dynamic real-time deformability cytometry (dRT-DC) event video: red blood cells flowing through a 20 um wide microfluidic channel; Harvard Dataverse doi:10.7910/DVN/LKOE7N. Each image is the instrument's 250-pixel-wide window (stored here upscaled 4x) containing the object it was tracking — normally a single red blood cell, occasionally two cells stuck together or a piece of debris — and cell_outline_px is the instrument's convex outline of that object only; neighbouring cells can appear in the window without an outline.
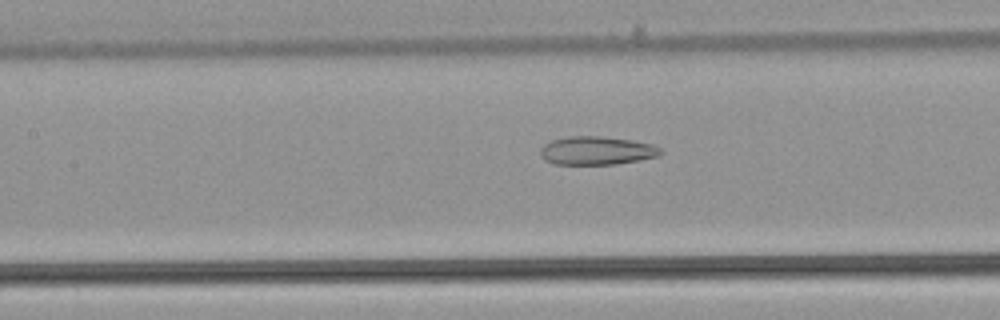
{"species": "common noctule bat (a hibernating species)", "species_latin": "Nyctalus noctula", "temperature_condition": "warm", "stored_images_in_passage": 47, "camera_frame_rate_fps": 3000, "um_per_image_px": 0.085, "animal": {"sex": "male", "body_mass_g": 21.5, "forearm_length_mm": 52.0}, "frame": {"image": 1, "passage_image": 19, "time_ms": 6.0, "image_size_px": [1000, 320], "cell_outline_px": [[664, 152], [656, 156], [640, 160], [616, 164], [556, 164], [544, 160], [540, 156], [540, 148], [544, 144], [552, 140], [568, 136], [600, 136], [632, 140], [652, 144], [660, 148]], "centroid_in_image_um": [50.7, 12.8], "position_along_channel_um": 156.7, "area_um2": 19.94}}
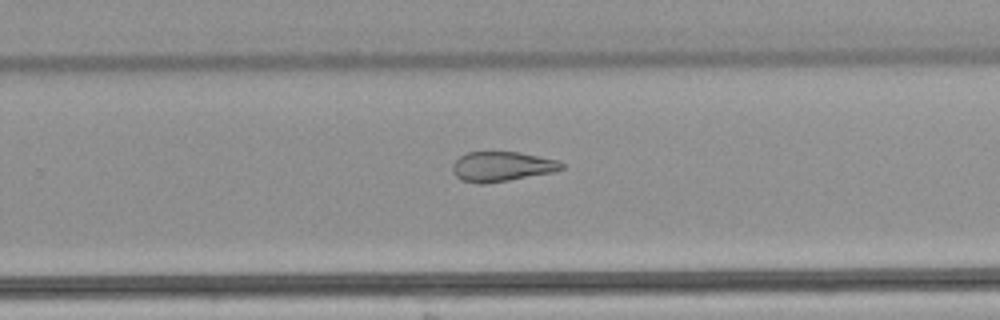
{"frame": {"image": 2, "passage_image": 29, "time_ms": 9.333, "image_size_px": [1000, 320], "cell_outline_px": [[564, 168], [552, 172], [508, 180], [484, 184], [476, 184], [460, 180], [452, 172], [452, 164], [460, 156], [468, 152], [520, 152], [556, 160], [564, 164]], "centroid_in_image_um": [42.61, 14.16], "position_along_channel_um": 287.2, "area_um2": 18.9}}
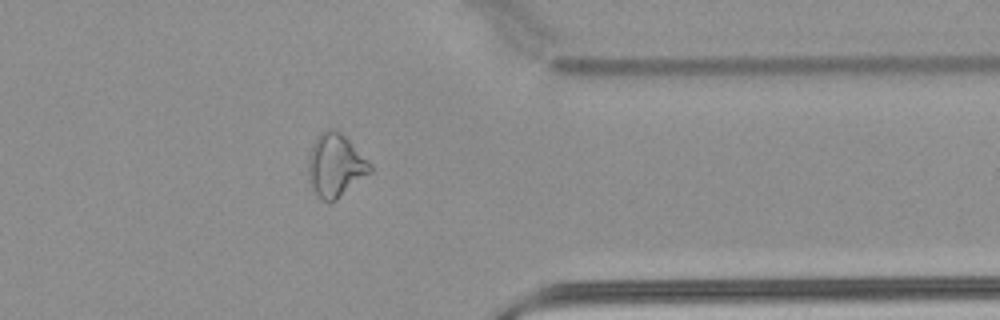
{"frame": {"image": 3, "passage_image": 37, "time_ms": 12.0, "image_size_px": [1000, 320], "cell_outline_px": [[372, 172], [336, 200], [328, 204], [312, 188], [308, 180], [308, 156], [312, 144], [316, 136], [324, 128], [332, 128], [340, 132], [372, 164]], "centroid_in_image_um": [28.5, 14.04], "position_along_channel_um": 382.9, "area_um2": 22.89}, "authors_computed_cell_mechanics": {"area_um2": 23.4668, "velocity_mm_per_s": 3.9244, "shape_relaxation_time_tau1_ms": null, "shape_relaxation_time_tau2_ms": 4.2571, "deformation_change_tau1": null, "deformation_change_tau2": 0.13}}